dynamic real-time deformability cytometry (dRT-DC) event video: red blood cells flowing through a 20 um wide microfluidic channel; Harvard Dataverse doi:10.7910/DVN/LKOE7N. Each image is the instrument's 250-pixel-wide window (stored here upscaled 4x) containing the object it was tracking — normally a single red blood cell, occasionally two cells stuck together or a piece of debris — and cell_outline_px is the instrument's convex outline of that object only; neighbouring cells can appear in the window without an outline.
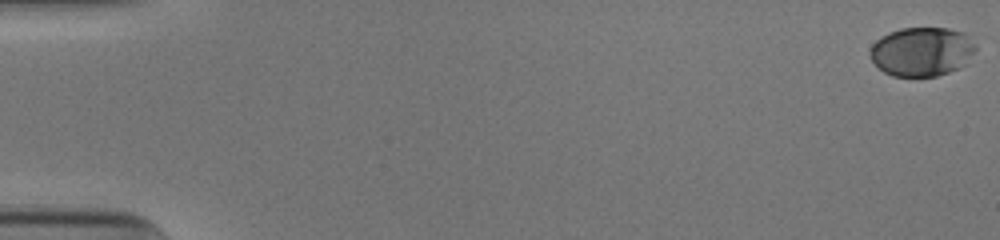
{"species": "human", "species_latin": "Homo sapiens", "temperature_condition": "cold", "stored_images_in_passage": 49, "camera_frame_rate_fps": 3000, "um_per_image_px": 0.085, "donor": {"sex": "male"}, "frame": {"image": 1, "passage_image": 1, "time_ms": 0.0, "image_size_px": [1000, 240], "cell_outline_px": [[976, 48], [964, 64], [960, 68], [936, 76], [892, 76], [884, 72], [872, 60], [868, 52], [872, 44], [880, 36], [888, 32], [900, 28], [948, 28], [964, 32]], "centroid_in_image_um": [78.31, 4.38], "position_along_channel_um": 6.7, "area_um2": 30.11}}
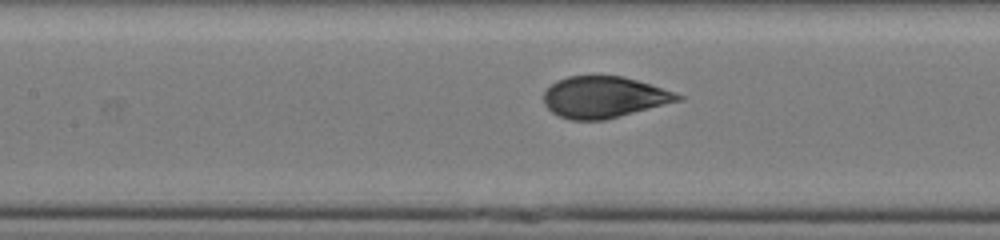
{"frame": {"image": 2, "passage_image": 26, "time_ms": 8.333, "image_size_px": [1000, 240], "cell_outline_px": [[684, 100], [604, 120], [572, 120], [560, 116], [552, 112], [544, 104], [544, 92], [556, 80], [568, 76], [624, 76], [676, 92], [684, 96]], "centroid_in_image_um": [51.37, 8.26], "position_along_channel_um": 156.0, "area_um2": 32.43}}
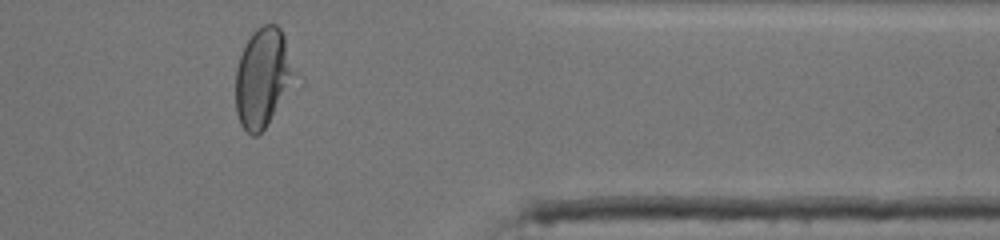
{"frame": {"image": 3, "passage_image": 45, "time_ms": 14.667, "image_size_px": [1000, 240], "cell_outline_px": [[292, 72], [264, 128], [256, 136], [252, 136], [240, 124], [236, 112], [236, 68], [240, 56], [252, 32], [256, 28], [264, 24], [276, 24], [280, 28], [284, 36]], "centroid_in_image_um": [22.2, 6.54], "position_along_channel_um": 389.2, "area_um2": 31.62}, "authors_computed_cell_mechanics": {"area_um2": 32.8882, "velocity_mm_per_s": 3.9162, "shape_relaxation_time_tau1_ms": 3.9221, "shape_relaxation_time_tau2_ms": null, "deformation_change_tau1": 0.1884, "deformation_change_tau2": null}}